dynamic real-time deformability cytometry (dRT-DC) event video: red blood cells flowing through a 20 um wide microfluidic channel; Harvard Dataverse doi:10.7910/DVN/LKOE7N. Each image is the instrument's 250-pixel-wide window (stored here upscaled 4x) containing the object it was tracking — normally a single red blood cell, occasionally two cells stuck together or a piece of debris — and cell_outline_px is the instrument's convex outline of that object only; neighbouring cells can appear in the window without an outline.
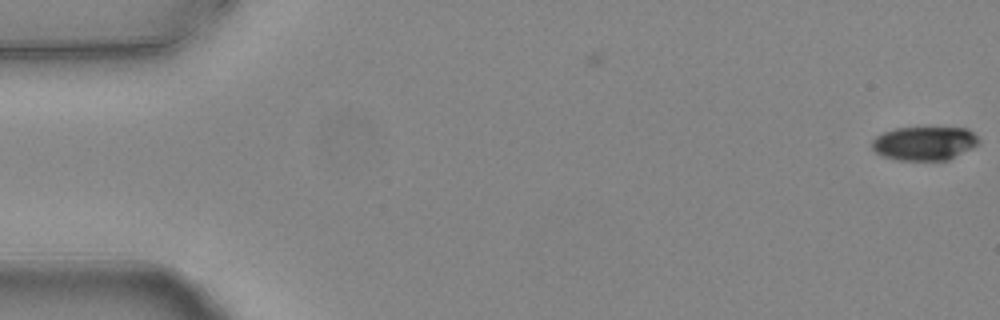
{"species": "common noctule bat (a hibernating species)", "species_latin": "Nyctalus noctula", "temperature_condition": "warm", "stored_images_in_passage": 5, "camera_frame_rate_fps": 3000, "um_per_image_px": 0.085, "animal": {"sex": "female", "body_mass_g": 24.6, "forearm_length_mm": 56.2}, "frame": {"image": 1, "passage_image": 5, "time_ms": 1.333, "image_size_px": [1000, 320], "cell_outline_px": [[980, 144], [948, 160], [896, 160], [880, 156], [872, 148], [872, 140], [876, 136], [884, 132], [896, 128], [968, 128], [980, 140]], "centroid_in_image_um": [78.57, 12.19], "position_along_channel_um": 6.4, "area_um2": 21.1}}